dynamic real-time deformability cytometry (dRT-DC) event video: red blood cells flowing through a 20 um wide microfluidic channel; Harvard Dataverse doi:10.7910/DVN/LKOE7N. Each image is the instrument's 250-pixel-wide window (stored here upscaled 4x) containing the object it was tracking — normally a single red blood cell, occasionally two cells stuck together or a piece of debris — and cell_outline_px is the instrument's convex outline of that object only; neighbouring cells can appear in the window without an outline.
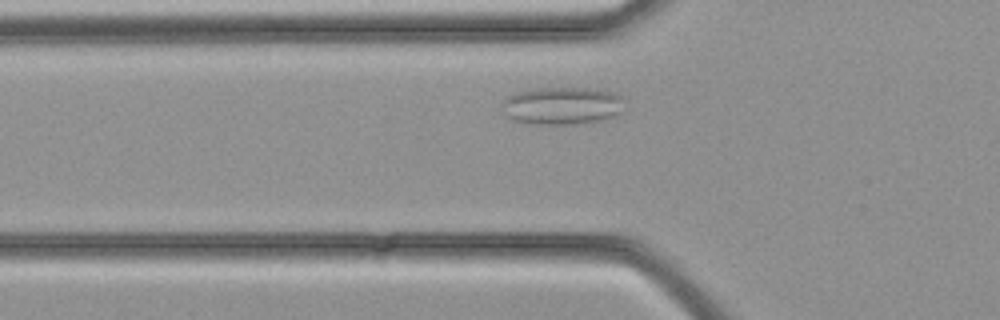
{"species": "common noctule bat (a hibernating species)", "species_latin": "Nyctalus noctula", "temperature_condition": "cold", "stored_images_in_passage": 30, "camera_frame_rate_fps": 3000, "um_per_image_px": 0.085, "animal": {"sex": "female", "body_mass_g": 21.9}, "frame": {"image": 1, "passage_image": 5, "time_ms": 1.333, "image_size_px": [1000, 320], "cell_outline_px": [[624, 112], [616, 116], [604, 120], [580, 124], [528, 124], [512, 120], [508, 116], [504, 104], [504, 100], [508, 96], [516, 92], [532, 88], [588, 88], [608, 92], [620, 96], [624, 100]], "centroid_in_image_um": [47.84, 9.0], "position_along_channel_um": 78.0, "area_um2": 26.99}}
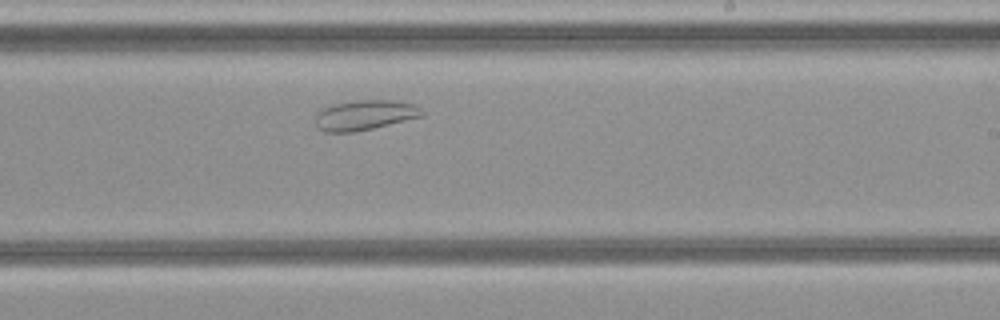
{"frame": {"image": 2, "passage_image": 15, "time_ms": 4.667, "image_size_px": [1000, 320], "cell_outline_px": [[424, 116], [356, 132], [324, 132], [316, 128], [316, 116], [324, 108], [332, 104], [356, 100], [392, 100], [412, 104], [420, 108], [424, 112]], "centroid_in_image_um": [31.0, 9.79], "position_along_channel_um": 258.0, "area_um2": 18.61}}
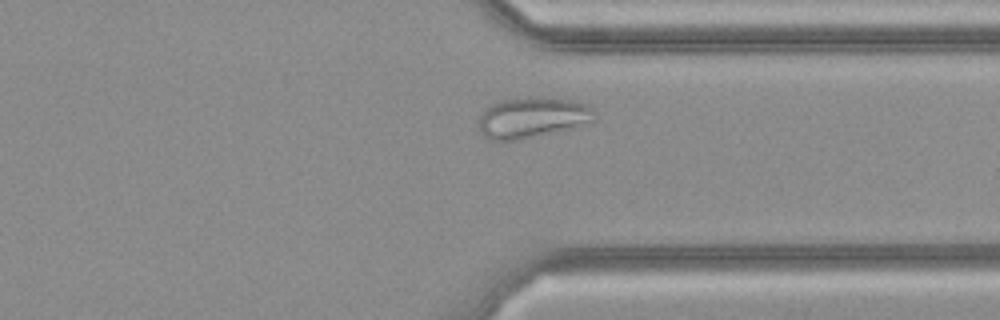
{"frame": {"image": 3, "passage_image": 21, "time_ms": 6.667, "image_size_px": [1000, 320], "cell_outline_px": [[592, 124], [516, 140], [488, 140], [480, 132], [480, 116], [492, 104], [504, 100], [528, 96], [540, 96], [572, 100], [584, 104], [592, 108]], "centroid_in_image_um": [45.26, 9.99], "position_along_channel_um": 366.1, "area_um2": 27.34}}